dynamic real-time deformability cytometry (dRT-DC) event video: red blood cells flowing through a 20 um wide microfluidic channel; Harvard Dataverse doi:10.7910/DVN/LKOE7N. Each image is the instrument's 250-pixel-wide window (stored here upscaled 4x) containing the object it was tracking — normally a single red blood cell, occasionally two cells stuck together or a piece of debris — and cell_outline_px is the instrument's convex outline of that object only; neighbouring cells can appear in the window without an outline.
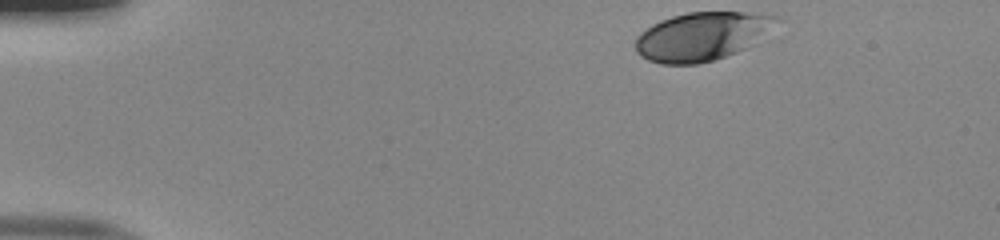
{"species": "human", "species_latin": "Homo sapiens", "temperature_condition": "room temperature", "stored_images_in_passage": 38, "camera_frame_rate_fps": 3000, "um_per_image_px": 0.085, "donor": {"sex": "male"}, "frame": {"image": 1, "passage_image": 1, "time_ms": 0.0, "image_size_px": [1000, 240], "cell_outline_px": [[784, 20], [756, 44], [748, 48], [712, 60], [696, 64], [660, 64], [648, 60], [640, 56], [636, 52], [636, 36], [640, 32], [652, 24], [660, 20], [672, 16], [688, 12], [744, 12], [780, 16]], "centroid_in_image_um": [59.73, 3.07], "position_along_channel_um": 25.3, "area_um2": 40.4}}
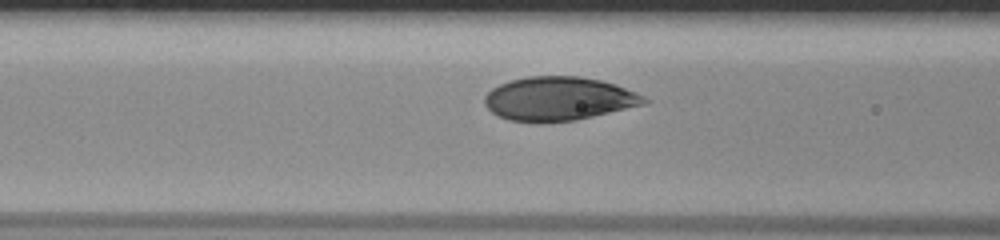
{"frame": {"image": 2, "passage_image": 15, "time_ms": 4.667, "image_size_px": [1000, 240], "cell_outline_px": [[648, 104], [576, 120], [508, 120], [496, 116], [484, 104], [484, 96], [492, 88], [500, 84], [512, 80], [528, 76], [580, 76], [600, 80], [616, 84], [636, 92], [644, 96], [648, 100]], "centroid_in_image_um": [47.52, 8.37], "position_along_channel_um": 119.1, "area_um2": 40.29}}
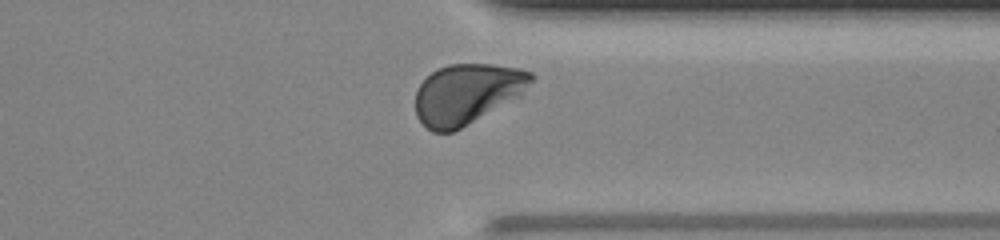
{"frame": {"image": 3, "passage_image": 34, "time_ms": 11.0, "image_size_px": [1000, 240], "cell_outline_px": [[532, 80], [520, 96], [460, 128], [452, 132], [432, 132], [416, 116], [416, 92], [420, 84], [436, 68], [448, 64], [492, 64], [516, 68], [532, 72]], "centroid_in_image_um": [39.67, 7.96], "position_along_channel_um": 371.7, "area_um2": 40.17}, "authors_computed_cell_mechanics": {"area_um2": 40.6623, "velocity_mm_per_s": 3.9892, "shape_relaxation_time_tau1_ms": 1.909, "shape_relaxation_time_tau2_ms": null, "deformation_change_tau1": 0.1279, "deformation_change_tau2": null}}